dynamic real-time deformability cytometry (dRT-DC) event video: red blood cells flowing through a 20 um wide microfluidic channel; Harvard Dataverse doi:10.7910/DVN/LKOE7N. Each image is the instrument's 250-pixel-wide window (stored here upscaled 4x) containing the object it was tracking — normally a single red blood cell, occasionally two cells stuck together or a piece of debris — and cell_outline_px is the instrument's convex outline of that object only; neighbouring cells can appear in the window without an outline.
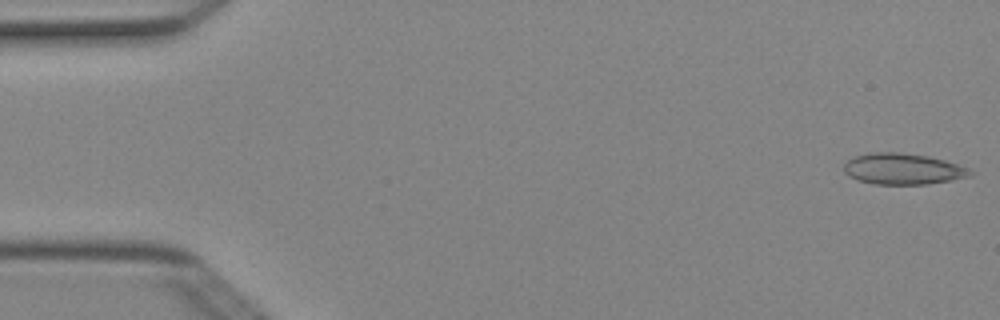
{"species": "Egyptian fruit bat (a non-hibernating species)", "species_latin": "Rousettus aegyptiacus", "temperature_condition": "cold", "stored_images_in_passage": 3, "camera_frame_rate_fps": 3000, "um_per_image_px": 0.085, "animal": {"sex": "female"}, "frame": {"image": 1, "passage_image": 1, "time_ms": 0.0, "image_size_px": [1000, 320], "cell_outline_px": [[972, 176], [952, 180], [928, 184], [876, 184], [860, 180], [848, 176], [844, 172], [844, 164], [848, 160], [856, 156], [868, 152], [896, 152], [928, 156], [944, 160], [968, 168], [972, 172]], "centroid_in_image_um": [76.74, 14.36], "position_along_channel_um": 8.3, "area_um2": 22.77}}